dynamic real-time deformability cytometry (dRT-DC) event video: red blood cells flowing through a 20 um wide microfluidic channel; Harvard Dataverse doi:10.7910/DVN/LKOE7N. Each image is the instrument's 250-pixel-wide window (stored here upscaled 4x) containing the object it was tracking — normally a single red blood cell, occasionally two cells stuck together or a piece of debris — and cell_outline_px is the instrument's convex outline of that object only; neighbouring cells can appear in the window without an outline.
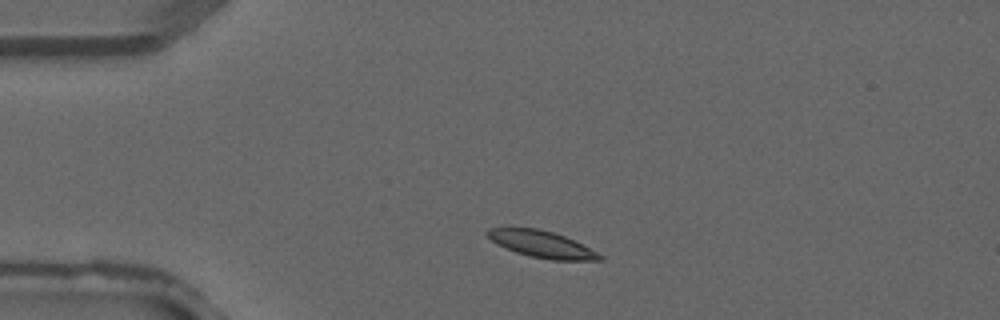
{"species": "common noctule bat (a hibernating species)", "species_latin": "Nyctalus noctula", "temperature_condition": "warm", "stored_images_in_passage": 2, "camera_frame_rate_fps": 3000, "um_per_image_px": 0.085, "animal": {"sex": "male", "forearm_length_mm": 52.5}, "frame": {"image": 1, "passage_image": 1, "time_ms": 0.0, "image_size_px": [1000, 320], "cell_outline_px": [[604, 260], [552, 260], [532, 256], [516, 252], [496, 244], [484, 232], [488, 228], [536, 228], [552, 232], [564, 236], [604, 256]], "centroid_in_image_um": [46.02, 20.76], "position_along_channel_um": 39.0, "area_um2": 17.11}}
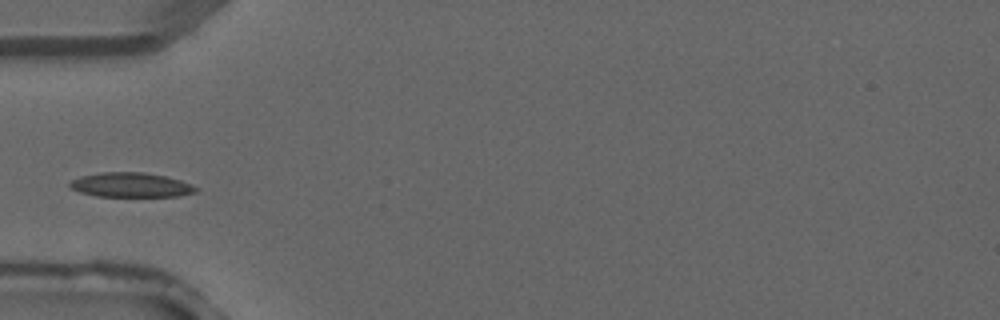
{"frame": {"image": 2, "passage_image": 2, "time_ms": 0.333, "image_size_px": [1000, 320], "cell_outline_px": [[200, 188], [196, 192], [180, 196], [96, 196], [80, 192], [72, 188], [68, 184], [72, 180], [80, 176], [100, 172], [144, 172], [164, 176], [180, 180], [192, 184]], "centroid_in_image_um": [11.15, 15.71], "position_along_channel_um": 73.9, "area_um2": 18.03}}